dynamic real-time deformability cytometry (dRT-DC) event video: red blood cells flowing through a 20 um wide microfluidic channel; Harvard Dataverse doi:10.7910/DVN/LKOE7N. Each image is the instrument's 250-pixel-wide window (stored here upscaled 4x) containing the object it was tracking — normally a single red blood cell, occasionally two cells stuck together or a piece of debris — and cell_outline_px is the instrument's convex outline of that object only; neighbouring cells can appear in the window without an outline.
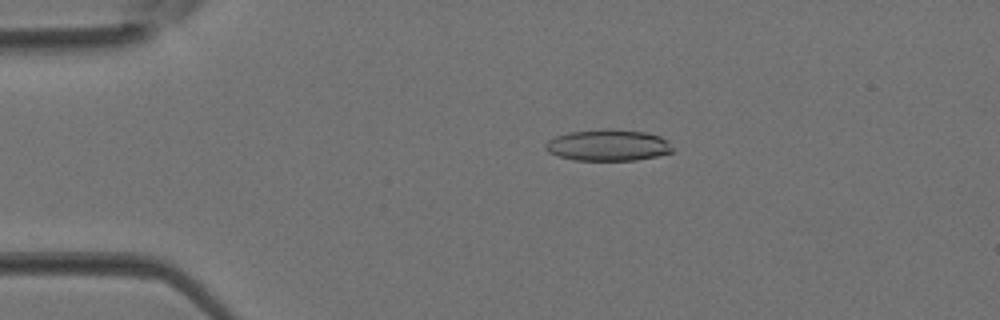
{"species": "Egyptian fruit bat (a non-hibernating species)", "species_latin": "Rousettus aegyptiacus", "temperature_condition": "room temperature", "stored_images_in_passage": 4, "camera_frame_rate_fps": 3000, "um_per_image_px": 0.085, "animal": {"sex": "female"}, "frame": {"image": 1, "passage_image": 3, "time_ms": 0.667, "image_size_px": [1000, 320], "cell_outline_px": [[672, 152], [656, 156], [636, 160], [572, 160], [548, 152], [544, 148], [544, 144], [548, 140], [556, 136], [568, 132], [604, 128], [612, 128], [644, 132], [660, 136], [668, 140], [672, 148]], "centroid_in_image_um": [51.66, 12.33], "position_along_channel_um": 33.3, "area_um2": 23.41}}